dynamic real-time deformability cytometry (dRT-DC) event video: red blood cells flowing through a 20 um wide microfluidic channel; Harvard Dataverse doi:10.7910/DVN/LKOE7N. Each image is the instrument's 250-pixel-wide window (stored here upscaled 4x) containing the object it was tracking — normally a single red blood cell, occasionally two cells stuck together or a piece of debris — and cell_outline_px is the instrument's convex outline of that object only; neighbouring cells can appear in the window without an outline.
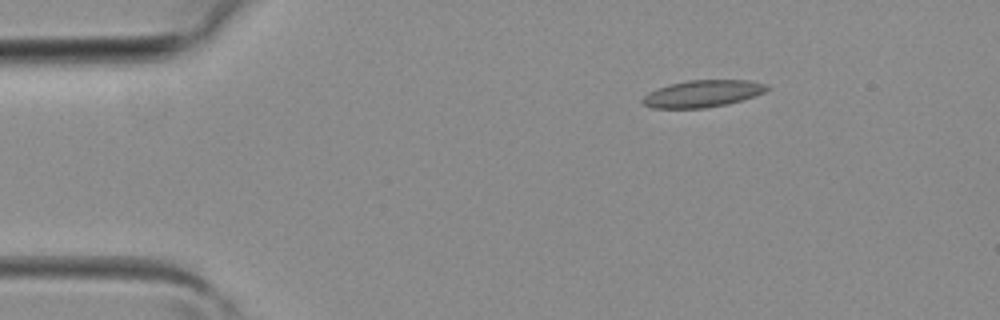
{"species": "common noctule bat (a hibernating species)", "species_latin": "Nyctalus noctula", "temperature_condition": "room temperature", "stored_images_in_passage": 3, "camera_frame_rate_fps": 3000, "um_per_image_px": 0.085, "animal": {"sex": "female", "body_mass_g": 19.3, "forearm_length_mm": 54.1}, "frame": {"image": 1, "passage_image": 2, "time_ms": 0.333, "image_size_px": [1000, 320], "cell_outline_px": [[772, 88], [756, 96], [728, 104], [704, 108], [652, 108], [644, 104], [640, 100], [648, 92], [656, 88], [668, 84], [688, 80], [748, 80], [768, 84]], "centroid_in_image_um": [59.74, 7.95], "position_along_channel_um": 25.3, "area_um2": 19.83}}